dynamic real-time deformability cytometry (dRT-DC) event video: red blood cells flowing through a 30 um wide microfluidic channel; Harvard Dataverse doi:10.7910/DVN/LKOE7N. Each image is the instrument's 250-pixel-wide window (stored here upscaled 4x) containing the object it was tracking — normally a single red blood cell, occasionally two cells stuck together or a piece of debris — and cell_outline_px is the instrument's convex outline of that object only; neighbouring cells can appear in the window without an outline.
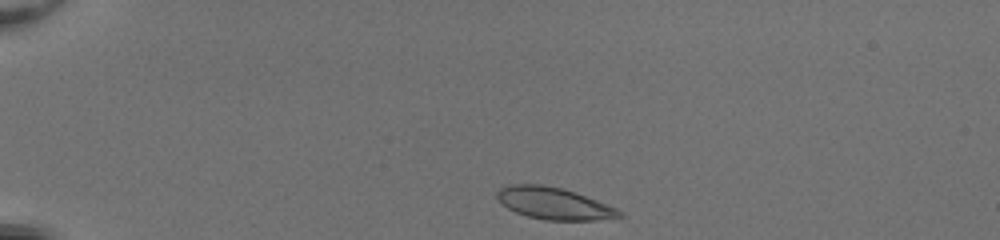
{"species": "common noctule bat (a hibernating species)", "species_latin": "Nyctalus noctula", "temperature_condition": "room temperature", "stored_images_in_passage": 19, "camera_frame_rate_fps": 3000, "um_per_image_px": 0.085, "animal": {"sex": "female", "body_mass_g": 20.0, "forearm_length_mm": 54.0}, "frame": {"image": 1, "passage_image": 1, "time_ms": 0.0, "image_size_px": [1000, 240], "cell_outline_px": [[624, 216], [596, 220], [544, 220], [528, 216], [516, 212], [500, 204], [496, 196], [496, 192], [500, 188], [508, 184], [540, 184], [560, 188], [596, 200], [616, 208], [624, 212]], "centroid_in_image_um": [47.04, 17.29], "position_along_channel_um": 38.0, "area_um2": 22.6}}
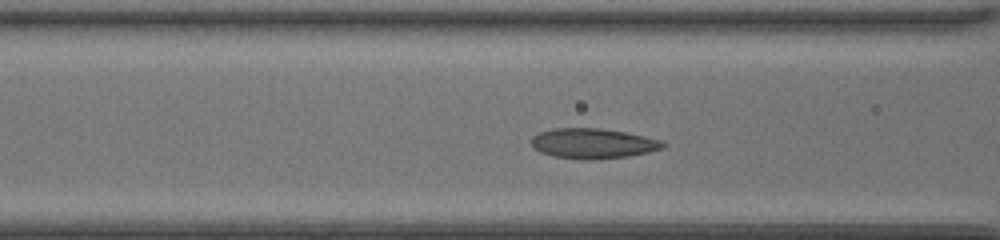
{"frame": {"image": 2, "passage_image": 12, "time_ms": 3.667, "image_size_px": [1000, 240], "cell_outline_px": [[668, 144], [664, 148], [648, 152], [628, 156], [592, 160], [584, 160], [552, 156], [540, 152], [532, 148], [532, 136], [540, 132], [552, 128], [600, 128], [624, 132], [664, 140]], "centroid_in_image_um": [50.41, 12.2], "position_along_channel_um": 116.2, "area_um2": 23.35}}
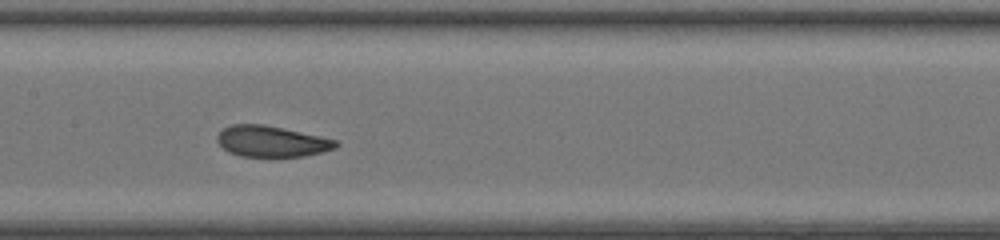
{"frame": {"image": 3, "passage_image": 17, "time_ms": 5.333, "image_size_px": [1000, 240], "cell_outline_px": [[340, 144], [336, 148], [304, 156], [240, 156], [228, 152], [216, 140], [216, 136], [224, 128], [232, 124], [264, 124], [320, 136], [336, 140]], "centroid_in_image_um": [23.07, 12.01], "position_along_channel_um": 184.3, "area_um2": 21.27}}